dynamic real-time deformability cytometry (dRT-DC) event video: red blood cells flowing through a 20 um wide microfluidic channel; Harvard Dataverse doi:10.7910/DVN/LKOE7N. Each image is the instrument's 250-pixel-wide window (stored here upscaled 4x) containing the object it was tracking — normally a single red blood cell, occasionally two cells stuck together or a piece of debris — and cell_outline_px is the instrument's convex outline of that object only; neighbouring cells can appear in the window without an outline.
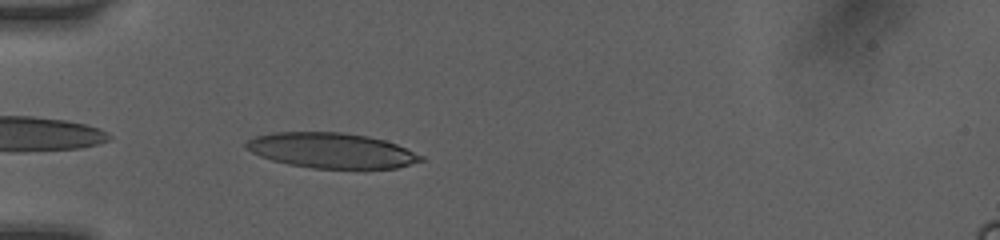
{"species": "human", "species_latin": "Homo sapiens", "temperature_condition": "room temperature", "stored_images_in_passage": 9, "camera_frame_rate_fps": 3000, "um_per_image_px": 0.085, "donor": {"sex": "female"}, "frame": {"image": 1, "passage_image": 5, "time_ms": 3.333, "image_size_px": [1000, 240], "cell_outline_px": [[424, 160], [396, 168], [312, 168], [288, 164], [272, 160], [260, 156], [244, 148], [244, 144], [248, 140], [256, 136], [272, 132], [344, 132], [368, 136], [384, 140], [396, 144], [424, 156]], "centroid_in_image_um": [28.15, 12.78], "position_along_channel_um": 56.8, "area_um2": 35.84}}
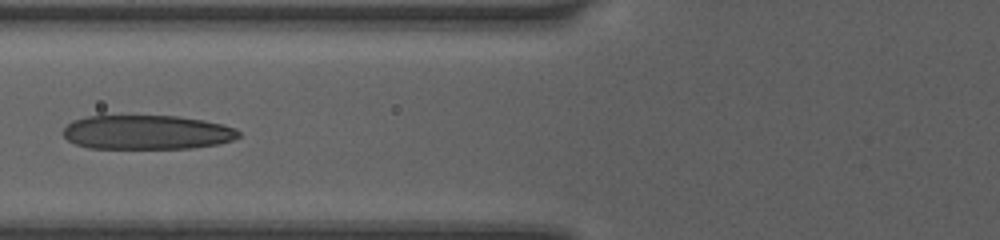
{"frame": {"image": 2, "passage_image": 7, "time_ms": 5.0, "image_size_px": [1000, 240], "cell_outline_px": [[240, 136], [232, 140], [216, 144], [192, 148], [88, 148], [76, 144], [68, 140], [60, 132], [72, 120], [88, 116], [180, 116], [204, 120], [224, 124], [236, 128], [240, 132]], "centroid_in_image_um": [12.49, 11.24], "position_along_channel_um": 113.3, "area_um2": 35.2}}
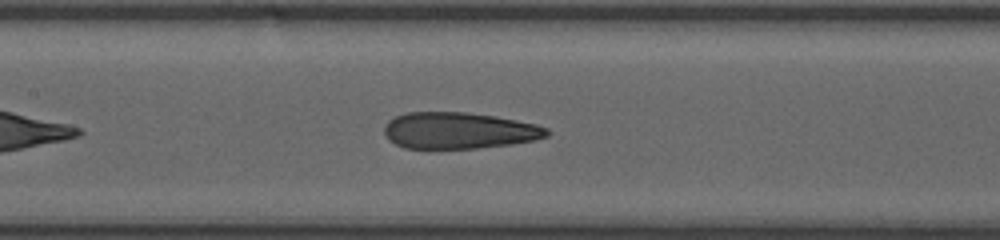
{"frame": {"image": 3, "passage_image": 9, "time_ms": 6.333, "image_size_px": [1000, 240], "cell_outline_px": [[552, 132], [548, 136], [536, 140], [512, 144], [476, 148], [404, 148], [388, 140], [384, 132], [384, 124], [388, 120], [396, 116], [408, 112], [464, 112], [492, 116], [536, 124], [548, 128]], "centroid_in_image_um": [39.01, 11.1], "position_along_channel_um": 168.4, "area_um2": 34.56}}